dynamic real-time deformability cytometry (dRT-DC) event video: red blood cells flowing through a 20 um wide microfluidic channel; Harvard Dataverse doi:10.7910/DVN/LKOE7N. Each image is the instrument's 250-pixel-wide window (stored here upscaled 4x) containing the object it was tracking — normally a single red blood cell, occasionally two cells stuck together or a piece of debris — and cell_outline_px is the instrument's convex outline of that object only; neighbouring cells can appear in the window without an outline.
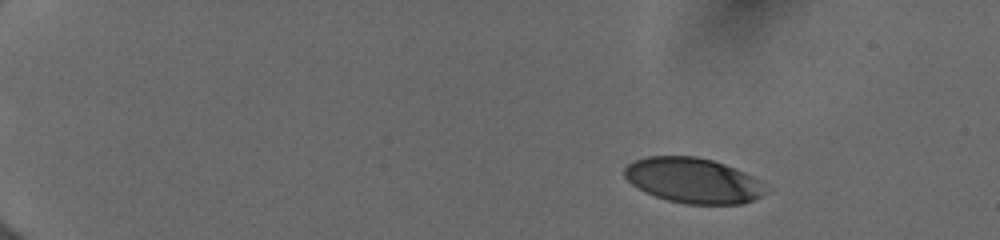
{"species": "human", "species_latin": "Homo sapiens", "temperature_condition": "cold", "stored_images_in_passage": 23, "camera_frame_rate_fps": 3000, "um_per_image_px": 0.085, "donor": {"sex": "female"}, "frame": {"image": 1, "passage_image": 4, "time_ms": 2.0, "image_size_px": [1000, 240], "cell_outline_px": [[772, 188], [768, 192], [752, 200], [740, 204], [684, 204], [668, 200], [644, 192], [632, 184], [624, 176], [624, 168], [632, 160], [648, 156], [696, 156], [712, 160], [724, 164], [744, 172], [760, 180]], "centroid_in_image_um": [58.94, 15.34], "position_along_channel_um": 26.1, "area_um2": 37.51}}
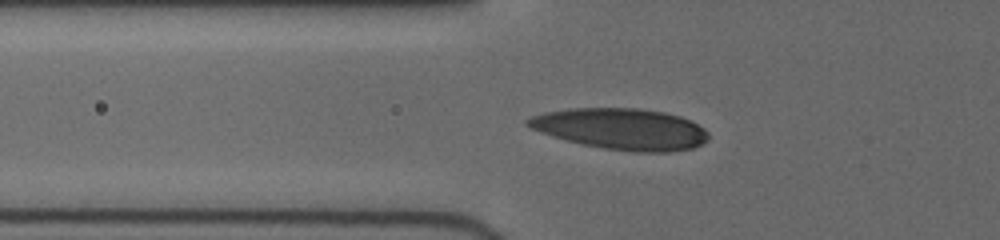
{"frame": {"image": 2, "passage_image": 17, "time_ms": 6.333, "image_size_px": [1000, 240], "cell_outline_px": [[708, 140], [692, 148], [668, 152], [632, 152], [604, 148], [580, 144], [552, 136], [540, 132], [524, 124], [524, 120], [532, 116], [544, 112], [572, 108], [636, 108], [664, 112], [680, 116], [704, 128], [708, 132]], "centroid_in_image_um": [52.77, 10.96], "position_along_channel_um": 73.0, "area_um2": 43.35}}
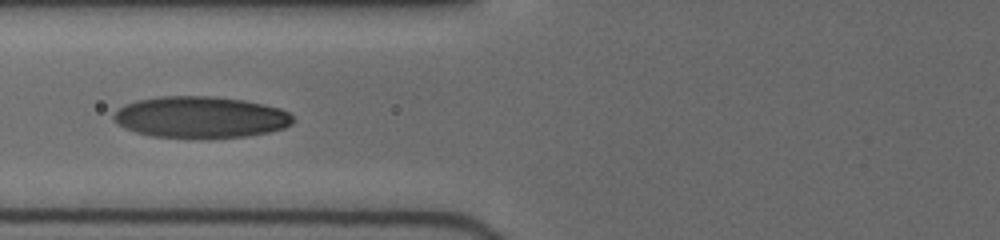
{"frame": {"image": 3, "passage_image": 20, "time_ms": 7.333, "image_size_px": [1000, 240], "cell_outline_px": [[296, 120], [292, 124], [284, 128], [268, 132], [248, 136], [200, 140], [188, 140], [152, 136], [136, 132], [124, 128], [112, 120], [112, 116], [124, 104], [136, 100], [160, 96], [216, 96], [244, 100], [264, 104], [280, 108], [288, 112]], "centroid_in_image_um": [17.04, 9.99], "position_along_channel_um": 108.8, "area_um2": 44.51}}